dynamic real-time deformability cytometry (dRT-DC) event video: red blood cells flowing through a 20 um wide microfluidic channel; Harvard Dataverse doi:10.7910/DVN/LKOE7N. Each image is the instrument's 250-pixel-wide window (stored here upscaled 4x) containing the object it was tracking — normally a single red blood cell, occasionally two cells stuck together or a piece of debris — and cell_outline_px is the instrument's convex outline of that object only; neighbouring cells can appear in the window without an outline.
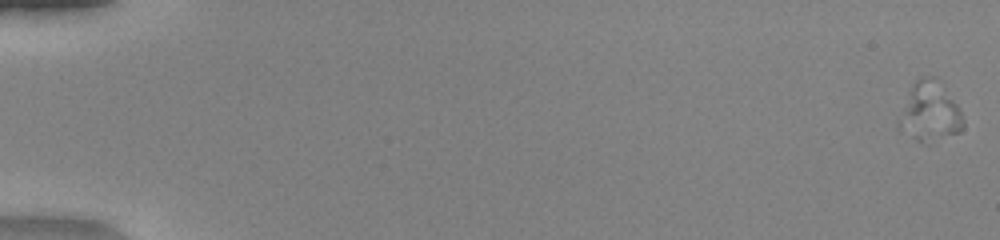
{"species": "human", "species_latin": "Homo sapiens", "temperature_condition": "warm", "stored_images_in_passage": 3, "camera_frame_rate_fps": 3000, "um_per_image_px": 0.085, "donor": {"sex": "female"}, "frame": {"image": 1, "passage_image": 3, "time_ms": 0.667, "image_size_px": [1000, 240], "cell_outline_px": [[964, 128], [960, 132], [940, 132], [904, 116], [904, 112], [912, 84], [920, 76], [936, 76], [960, 108], [964, 120]], "centroid_in_image_um": [79.36, 9.02], "position_along_channel_um": 5.6, "area_um2": 16.76}}